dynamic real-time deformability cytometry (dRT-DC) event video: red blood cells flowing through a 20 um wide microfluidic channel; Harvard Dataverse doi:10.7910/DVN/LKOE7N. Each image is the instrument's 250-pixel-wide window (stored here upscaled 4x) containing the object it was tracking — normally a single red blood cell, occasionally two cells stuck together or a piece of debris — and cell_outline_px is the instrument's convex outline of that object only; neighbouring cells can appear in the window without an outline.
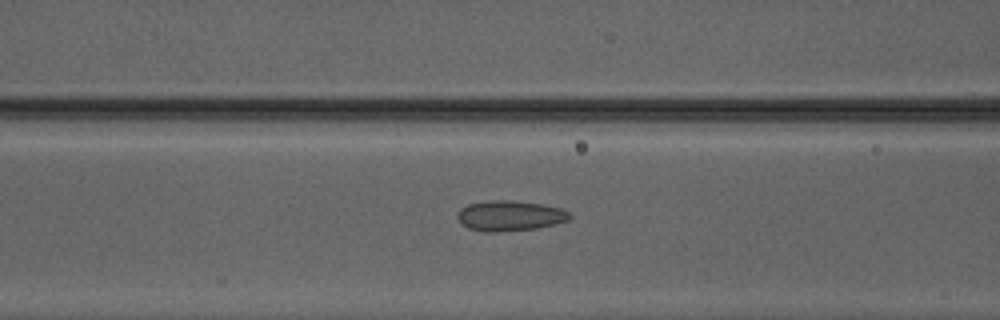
{"species": "Egyptian fruit bat (a non-hibernating species)", "species_latin": "Rousettus aegyptiacus", "temperature_condition": "warm", "stored_images_in_passage": 37, "camera_frame_rate_fps": 3000, "um_per_image_px": 0.085, "animal": {"sex": "male"}, "frame": {"image": 1, "passage_image": 9, "time_ms": 2.667, "image_size_px": [1000, 320], "cell_outline_px": [[572, 216], [568, 220], [536, 228], [496, 232], [484, 232], [468, 228], [456, 216], [460, 208], [468, 204], [492, 200], [512, 200], [540, 204], [560, 208], [568, 212]], "centroid_in_image_um": [43.31, 18.33], "position_along_channel_um": 123.3, "area_um2": 19.59}}
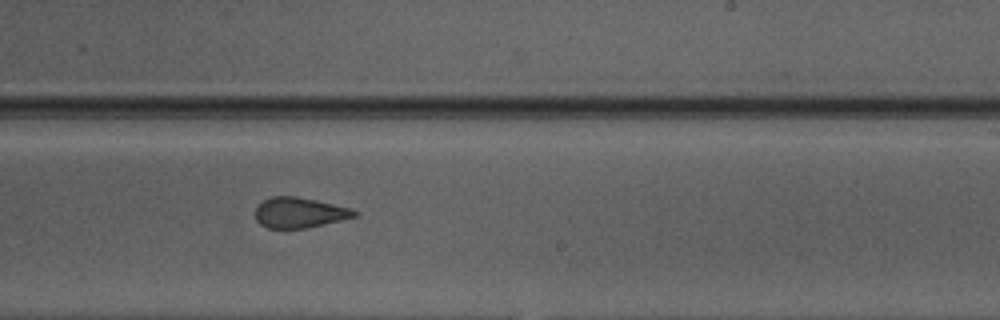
{"frame": {"image": 2, "passage_image": 19, "time_ms": 6.0, "image_size_px": [1000, 320], "cell_outline_px": [[360, 212], [356, 216], [340, 220], [304, 228], [268, 228], [260, 224], [256, 220], [256, 208], [264, 200], [272, 196], [296, 196], [316, 200], [352, 208]], "centroid_in_image_um": [25.46, 18.06], "position_along_channel_um": 263.5, "area_um2": 17.4}}
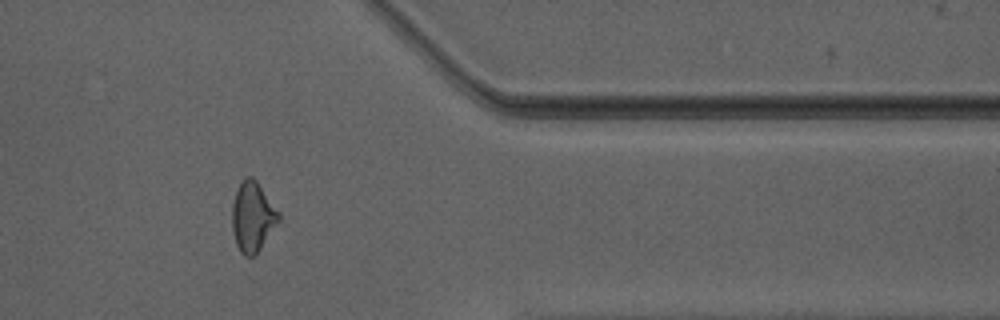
{"frame": {"image": 3, "passage_image": 29, "time_ms": 9.333, "image_size_px": [1000, 320], "cell_outline_px": [[280, 220], [256, 256], [244, 256], [240, 252], [236, 244], [232, 228], [232, 204], [236, 188], [244, 176], [252, 176], [256, 180], [280, 212]], "centroid_in_image_um": [21.47, 18.42], "position_along_channel_um": 389.9, "area_um2": 19.31}, "authors_computed_cell_mechanics": {"area_um2": 18.496, "velocity_mm_per_s": 4.2146, "shape_relaxation_time_tau1_ms": null, "shape_relaxation_time_tau2_ms": 1.4769, "deformation_change_tau1": null, "deformation_change_tau2": 0.1005}}